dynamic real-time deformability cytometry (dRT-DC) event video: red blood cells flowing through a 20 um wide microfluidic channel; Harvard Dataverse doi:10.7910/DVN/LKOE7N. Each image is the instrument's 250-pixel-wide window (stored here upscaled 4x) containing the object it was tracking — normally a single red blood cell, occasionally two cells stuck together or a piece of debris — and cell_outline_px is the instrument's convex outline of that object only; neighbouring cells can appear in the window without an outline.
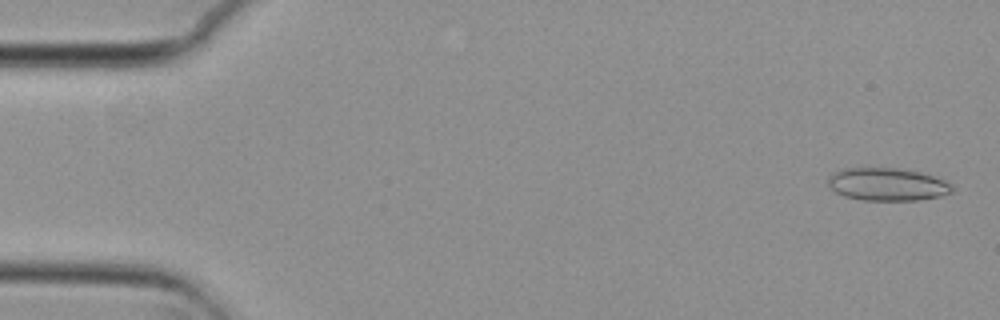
{"species": "common noctule bat (a hibernating species)", "species_latin": "Nyctalus noctula", "temperature_condition": "cold", "stored_images_in_passage": 53, "camera_frame_rate_fps": 3000, "um_per_image_px": 0.085, "animal": {"sex": "female", "body_mass_g": 29.2, "forearm_length_mm": 56.3}, "frame": {"image": 1, "passage_image": 2, "time_ms": 0.333, "image_size_px": [1000, 320], "cell_outline_px": [[952, 192], [940, 196], [920, 200], [860, 200], [844, 196], [836, 192], [828, 184], [828, 176], [832, 172], [840, 168], [900, 168], [920, 172], [944, 180], [952, 184]], "centroid_in_image_um": [75.39, 15.66], "position_along_channel_um": 9.6, "area_um2": 23.81}}
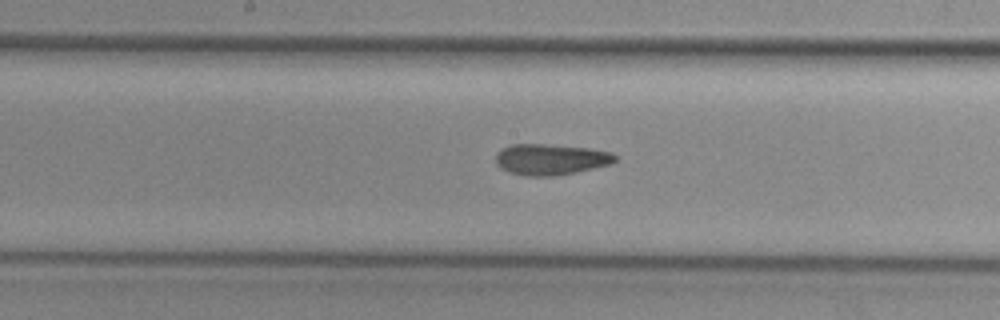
{"frame": {"image": 2, "passage_image": 28, "time_ms": 9.0, "image_size_px": [1000, 320], "cell_outline_px": [[616, 160], [612, 164], [576, 172], [552, 176], [528, 176], [508, 172], [496, 164], [496, 152], [512, 144], [544, 144], [588, 148], [608, 152], [616, 156]], "centroid_in_image_um": [46.79, 13.55], "position_along_channel_um": 201.4, "area_um2": 21.39}}
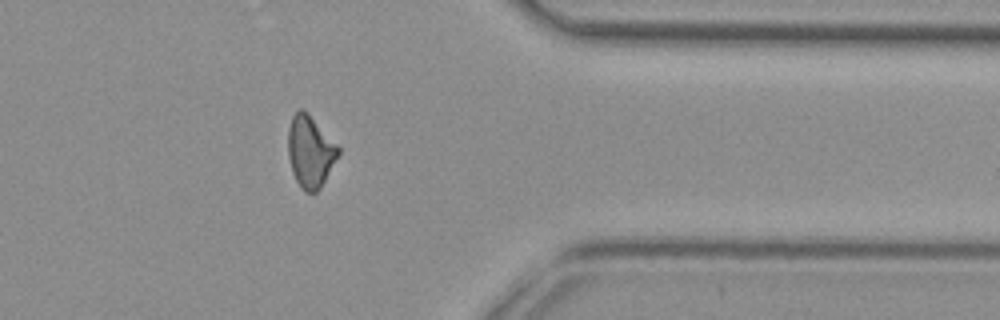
{"frame": {"image": 3, "passage_image": 44, "time_ms": 14.333, "image_size_px": [1000, 320], "cell_outline_px": [[340, 152], [320, 188], [316, 192], [304, 192], [300, 188], [292, 172], [288, 156], [288, 128], [292, 116], [300, 108], [304, 108], [308, 112], [340, 148]], "centroid_in_image_um": [26.35, 12.87], "position_along_channel_um": 385.1, "area_um2": 20.98}}